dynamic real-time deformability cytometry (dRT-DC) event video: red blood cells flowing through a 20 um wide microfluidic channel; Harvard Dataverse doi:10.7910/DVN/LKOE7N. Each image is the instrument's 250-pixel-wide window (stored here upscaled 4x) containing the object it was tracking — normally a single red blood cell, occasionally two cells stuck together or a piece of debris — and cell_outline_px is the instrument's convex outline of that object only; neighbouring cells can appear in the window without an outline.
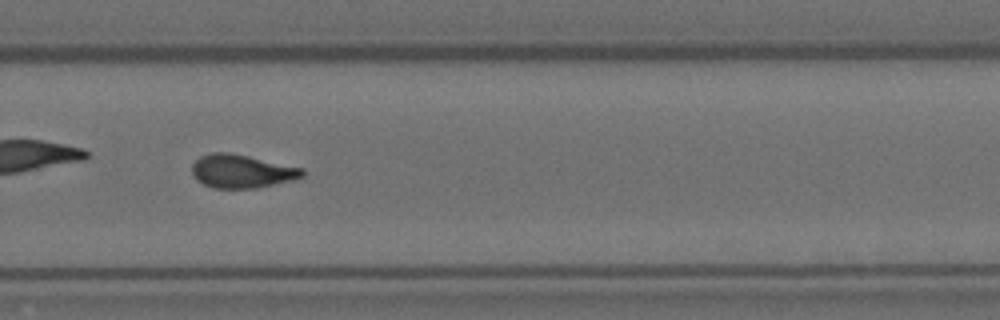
{"species": "Egyptian fruit bat (a non-hibernating species)", "species_latin": "Rousettus aegyptiacus", "temperature_condition": "room temperature", "stored_images_in_passage": 32, "camera_frame_rate_fps": 3000, "um_per_image_px": 0.085, "animal": {"sex": "female"}, "frame": {"image": 1, "passage_image": 24, "time_ms": 7.667, "image_size_px": [1000, 320], "cell_outline_px": [[304, 176], [292, 180], [256, 188], [212, 188], [196, 180], [192, 172], [192, 164], [200, 156], [212, 152], [228, 152], [248, 156], [304, 168]], "centroid_in_image_um": [20.53, 14.55], "position_along_channel_um": 309.3, "area_um2": 21.44}, "authors_computed_cell_mechanics": {"area_um2": 21.2704, "velocity_mm_per_s": 3.5779, "shape_relaxation_time_tau1_ms": 7.8644, "shape_relaxation_time_tau2_ms": 1.7642, "deformation_change_tau1": 0.2399, "deformation_change_tau2": 0.0905}}